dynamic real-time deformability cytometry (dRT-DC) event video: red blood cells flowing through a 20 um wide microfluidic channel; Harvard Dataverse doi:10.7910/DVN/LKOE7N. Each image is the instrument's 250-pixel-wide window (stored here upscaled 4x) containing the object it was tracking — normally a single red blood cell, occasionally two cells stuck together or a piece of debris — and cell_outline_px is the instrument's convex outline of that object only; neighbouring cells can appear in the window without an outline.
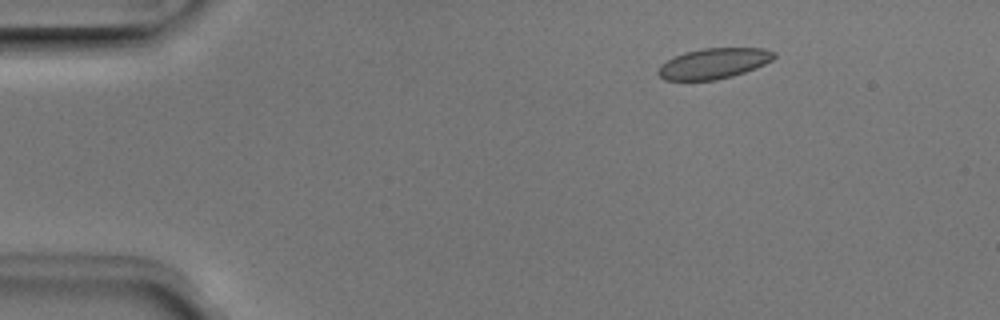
{"species": "Egyptian fruit bat (a non-hibernating species)", "species_latin": "Rousettus aegyptiacus", "temperature_condition": "room temperature", "stored_images_in_passage": 5, "camera_frame_rate_fps": 3000, "um_per_image_px": 0.085, "animal": {"sex": "male"}, "frame": {"image": 1, "passage_image": 3, "time_ms": 0.667, "image_size_px": [1000, 320], "cell_outline_px": [[776, 56], [772, 60], [756, 68], [732, 76], [716, 80], [664, 80], [656, 72], [660, 64], [684, 52], [704, 48], [764, 48], [776, 52]], "centroid_in_image_um": [60.67, 5.39], "position_along_channel_um": 24.3, "area_um2": 20.63}}